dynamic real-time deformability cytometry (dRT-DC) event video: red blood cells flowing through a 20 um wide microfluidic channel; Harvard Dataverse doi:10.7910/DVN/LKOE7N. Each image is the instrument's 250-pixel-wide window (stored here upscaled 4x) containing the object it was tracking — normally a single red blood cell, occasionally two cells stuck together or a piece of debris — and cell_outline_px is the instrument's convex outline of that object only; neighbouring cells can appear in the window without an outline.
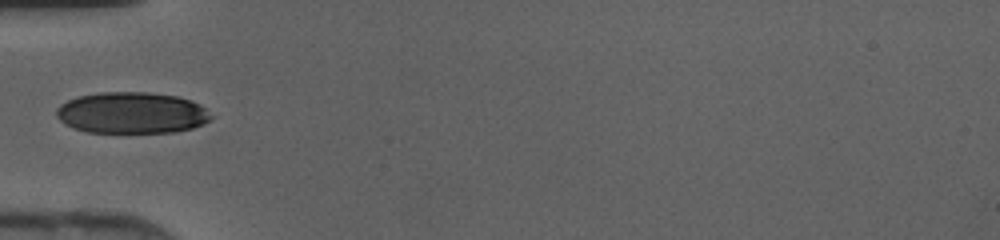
{"species": "human", "species_latin": "Homo sapiens", "temperature_condition": "cold", "stored_images_in_passage": 31, "camera_frame_rate_fps": 3000, "um_per_image_px": 0.085, "donor": {"sex": "female"}, "frame": {"image": 1, "passage_image": 1, "time_ms": 0.0, "image_size_px": [1000, 240], "cell_outline_px": [[212, 116], [208, 120], [192, 128], [172, 132], [88, 132], [72, 128], [64, 124], [56, 116], [56, 108], [60, 104], [68, 100], [80, 96], [100, 92], [148, 92], [176, 96], [192, 100], [200, 104]], "centroid_in_image_um": [11.16, 9.58], "position_along_channel_um": 73.8, "area_um2": 37.17}}
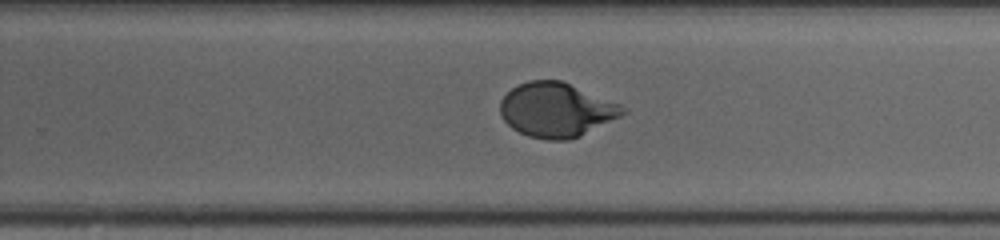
{"frame": {"image": 2, "passage_image": 15, "time_ms": 4.667, "image_size_px": [1000, 240], "cell_outline_px": [[628, 112], [580, 136], [568, 140], [548, 140], [528, 136], [512, 128], [504, 120], [500, 112], [500, 100], [512, 88], [528, 80], [560, 80], [620, 104], [628, 108]], "centroid_in_image_um": [47.29, 9.34], "position_along_channel_um": 282.5, "area_um2": 38.55}}
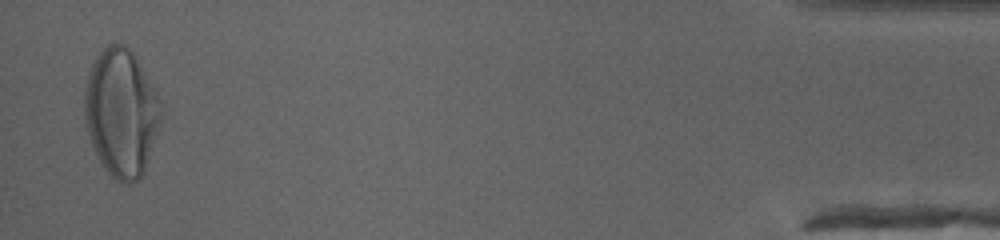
{"frame": {"image": 3, "passage_image": 30, "time_ms": 9.667, "image_size_px": [1000, 240], "cell_outline_px": [[160, 128], [144, 172], [132, 184], [124, 184], [116, 180], [104, 168], [92, 144], [88, 132], [84, 116], [84, 80], [92, 60], [108, 44], [124, 44], [136, 56], [156, 92], [160, 112]], "centroid_in_image_um": [10.28, 9.56], "position_along_channel_um": 424.9, "area_um2": 56.99}}